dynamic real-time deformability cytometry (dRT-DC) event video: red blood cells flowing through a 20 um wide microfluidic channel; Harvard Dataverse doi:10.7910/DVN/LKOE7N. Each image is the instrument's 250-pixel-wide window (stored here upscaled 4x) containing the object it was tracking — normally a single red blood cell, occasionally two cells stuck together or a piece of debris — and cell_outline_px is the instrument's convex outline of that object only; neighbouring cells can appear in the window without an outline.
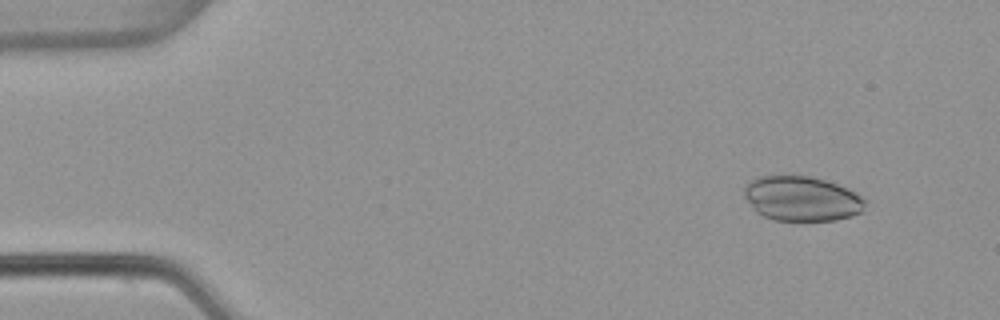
{"species": "common noctule bat (a hibernating species)", "species_latin": "Nyctalus noctula", "temperature_condition": "warm", "stored_images_in_passage": 6, "camera_frame_rate_fps": 3000, "um_per_image_px": 0.085, "animal": {"sex": "female", "body_mass_g": 22.7, "forearm_length_mm": 54.2}, "frame": {"image": 1, "passage_image": 2, "time_ms": 0.333, "image_size_px": [1000, 320], "cell_outline_px": [[868, 200], [860, 212], [852, 216], [836, 220], [772, 220], [756, 212], [744, 196], [744, 188], [756, 176], [808, 176], [824, 180], [848, 188]], "centroid_in_image_um": [68.16, 16.89], "position_along_channel_um": 16.8, "area_um2": 31.44}}
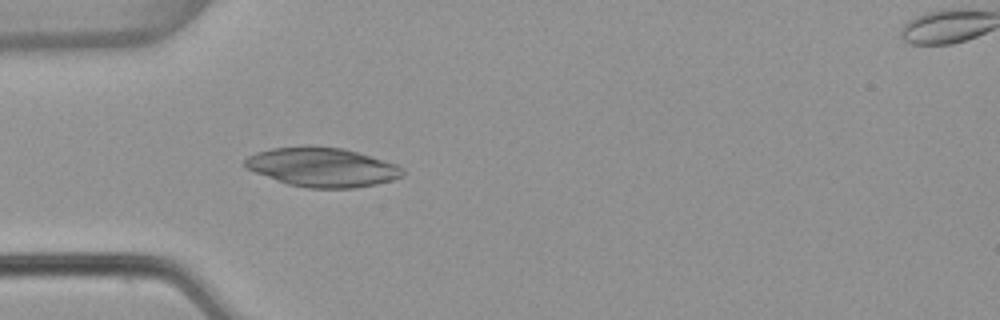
{"frame": {"image": 2, "passage_image": 5, "time_ms": 1.333, "image_size_px": [1000, 320], "cell_outline_px": [[404, 172], [400, 176], [392, 180], [376, 184], [356, 188], [308, 188], [288, 184], [276, 180], [244, 168], [244, 160], [248, 156], [256, 152], [272, 148], [304, 144], [344, 148], [396, 164], [404, 168]], "centroid_in_image_um": [27.35, 14.19], "position_along_channel_um": 57.7, "area_um2": 36.36}}